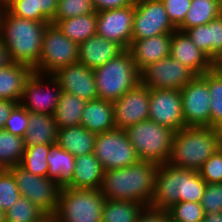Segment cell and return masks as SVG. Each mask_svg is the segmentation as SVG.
I'll return each mask as SVG.
<instances>
[{
	"label": "cell",
	"mask_w": 222,
	"mask_h": 222,
	"mask_svg": "<svg viewBox=\"0 0 222 222\" xmlns=\"http://www.w3.org/2000/svg\"><path fill=\"white\" fill-rule=\"evenodd\" d=\"M96 134L82 125L58 129L56 144L74 157L94 152Z\"/></svg>",
	"instance_id": "obj_26"
},
{
	"label": "cell",
	"mask_w": 222,
	"mask_h": 222,
	"mask_svg": "<svg viewBox=\"0 0 222 222\" xmlns=\"http://www.w3.org/2000/svg\"><path fill=\"white\" fill-rule=\"evenodd\" d=\"M17 104V102H14L12 100L0 99V129L4 128L6 120L8 119L11 111Z\"/></svg>",
	"instance_id": "obj_47"
},
{
	"label": "cell",
	"mask_w": 222,
	"mask_h": 222,
	"mask_svg": "<svg viewBox=\"0 0 222 222\" xmlns=\"http://www.w3.org/2000/svg\"><path fill=\"white\" fill-rule=\"evenodd\" d=\"M132 40L172 34L177 28L169 20L161 0H135Z\"/></svg>",
	"instance_id": "obj_11"
},
{
	"label": "cell",
	"mask_w": 222,
	"mask_h": 222,
	"mask_svg": "<svg viewBox=\"0 0 222 222\" xmlns=\"http://www.w3.org/2000/svg\"><path fill=\"white\" fill-rule=\"evenodd\" d=\"M206 185L196 170L179 168L168 163L158 165L149 207L166 211L182 201L200 203Z\"/></svg>",
	"instance_id": "obj_3"
},
{
	"label": "cell",
	"mask_w": 222,
	"mask_h": 222,
	"mask_svg": "<svg viewBox=\"0 0 222 222\" xmlns=\"http://www.w3.org/2000/svg\"><path fill=\"white\" fill-rule=\"evenodd\" d=\"M144 208V205L132 201L106 199L102 222H136Z\"/></svg>",
	"instance_id": "obj_34"
},
{
	"label": "cell",
	"mask_w": 222,
	"mask_h": 222,
	"mask_svg": "<svg viewBox=\"0 0 222 222\" xmlns=\"http://www.w3.org/2000/svg\"><path fill=\"white\" fill-rule=\"evenodd\" d=\"M49 23L20 18L7 8L0 9V38L14 63L24 64L33 70L37 67L43 35Z\"/></svg>",
	"instance_id": "obj_2"
},
{
	"label": "cell",
	"mask_w": 222,
	"mask_h": 222,
	"mask_svg": "<svg viewBox=\"0 0 222 222\" xmlns=\"http://www.w3.org/2000/svg\"><path fill=\"white\" fill-rule=\"evenodd\" d=\"M34 73L29 66L12 63L0 69V99L12 100L19 104L25 83Z\"/></svg>",
	"instance_id": "obj_24"
},
{
	"label": "cell",
	"mask_w": 222,
	"mask_h": 222,
	"mask_svg": "<svg viewBox=\"0 0 222 222\" xmlns=\"http://www.w3.org/2000/svg\"><path fill=\"white\" fill-rule=\"evenodd\" d=\"M222 14V5L218 0H192L184 22L177 30L184 32L188 28L205 25Z\"/></svg>",
	"instance_id": "obj_32"
},
{
	"label": "cell",
	"mask_w": 222,
	"mask_h": 222,
	"mask_svg": "<svg viewBox=\"0 0 222 222\" xmlns=\"http://www.w3.org/2000/svg\"><path fill=\"white\" fill-rule=\"evenodd\" d=\"M222 148L221 130L215 127H184L174 133L168 164L198 171Z\"/></svg>",
	"instance_id": "obj_4"
},
{
	"label": "cell",
	"mask_w": 222,
	"mask_h": 222,
	"mask_svg": "<svg viewBox=\"0 0 222 222\" xmlns=\"http://www.w3.org/2000/svg\"><path fill=\"white\" fill-rule=\"evenodd\" d=\"M52 76L62 92L74 94L85 101L99 99L93 69L79 62L59 69Z\"/></svg>",
	"instance_id": "obj_18"
},
{
	"label": "cell",
	"mask_w": 222,
	"mask_h": 222,
	"mask_svg": "<svg viewBox=\"0 0 222 222\" xmlns=\"http://www.w3.org/2000/svg\"><path fill=\"white\" fill-rule=\"evenodd\" d=\"M135 0H92L96 12L113 10L132 5Z\"/></svg>",
	"instance_id": "obj_45"
},
{
	"label": "cell",
	"mask_w": 222,
	"mask_h": 222,
	"mask_svg": "<svg viewBox=\"0 0 222 222\" xmlns=\"http://www.w3.org/2000/svg\"><path fill=\"white\" fill-rule=\"evenodd\" d=\"M172 34H161L148 39L132 40L128 51L139 71L170 56Z\"/></svg>",
	"instance_id": "obj_21"
},
{
	"label": "cell",
	"mask_w": 222,
	"mask_h": 222,
	"mask_svg": "<svg viewBox=\"0 0 222 222\" xmlns=\"http://www.w3.org/2000/svg\"><path fill=\"white\" fill-rule=\"evenodd\" d=\"M135 2L132 5L97 12L96 34L128 49L132 41Z\"/></svg>",
	"instance_id": "obj_16"
},
{
	"label": "cell",
	"mask_w": 222,
	"mask_h": 222,
	"mask_svg": "<svg viewBox=\"0 0 222 222\" xmlns=\"http://www.w3.org/2000/svg\"><path fill=\"white\" fill-rule=\"evenodd\" d=\"M72 188L99 189L104 169L94 152L75 157Z\"/></svg>",
	"instance_id": "obj_27"
},
{
	"label": "cell",
	"mask_w": 222,
	"mask_h": 222,
	"mask_svg": "<svg viewBox=\"0 0 222 222\" xmlns=\"http://www.w3.org/2000/svg\"><path fill=\"white\" fill-rule=\"evenodd\" d=\"M92 0H58L55 24L67 19L95 12Z\"/></svg>",
	"instance_id": "obj_39"
},
{
	"label": "cell",
	"mask_w": 222,
	"mask_h": 222,
	"mask_svg": "<svg viewBox=\"0 0 222 222\" xmlns=\"http://www.w3.org/2000/svg\"><path fill=\"white\" fill-rule=\"evenodd\" d=\"M198 172L207 184L222 182V148L211 155Z\"/></svg>",
	"instance_id": "obj_42"
},
{
	"label": "cell",
	"mask_w": 222,
	"mask_h": 222,
	"mask_svg": "<svg viewBox=\"0 0 222 222\" xmlns=\"http://www.w3.org/2000/svg\"><path fill=\"white\" fill-rule=\"evenodd\" d=\"M51 146L46 144L25 146L20 166L37 176H47L49 166L46 157L51 150Z\"/></svg>",
	"instance_id": "obj_37"
},
{
	"label": "cell",
	"mask_w": 222,
	"mask_h": 222,
	"mask_svg": "<svg viewBox=\"0 0 222 222\" xmlns=\"http://www.w3.org/2000/svg\"><path fill=\"white\" fill-rule=\"evenodd\" d=\"M203 222H222V212L206 213Z\"/></svg>",
	"instance_id": "obj_49"
},
{
	"label": "cell",
	"mask_w": 222,
	"mask_h": 222,
	"mask_svg": "<svg viewBox=\"0 0 222 222\" xmlns=\"http://www.w3.org/2000/svg\"><path fill=\"white\" fill-rule=\"evenodd\" d=\"M158 165L142 161L125 168L104 170L100 192L107 200H124L149 207Z\"/></svg>",
	"instance_id": "obj_1"
},
{
	"label": "cell",
	"mask_w": 222,
	"mask_h": 222,
	"mask_svg": "<svg viewBox=\"0 0 222 222\" xmlns=\"http://www.w3.org/2000/svg\"><path fill=\"white\" fill-rule=\"evenodd\" d=\"M24 151V138L0 129V169L20 165Z\"/></svg>",
	"instance_id": "obj_35"
},
{
	"label": "cell",
	"mask_w": 222,
	"mask_h": 222,
	"mask_svg": "<svg viewBox=\"0 0 222 222\" xmlns=\"http://www.w3.org/2000/svg\"><path fill=\"white\" fill-rule=\"evenodd\" d=\"M43 222H52V216H48Z\"/></svg>",
	"instance_id": "obj_52"
},
{
	"label": "cell",
	"mask_w": 222,
	"mask_h": 222,
	"mask_svg": "<svg viewBox=\"0 0 222 222\" xmlns=\"http://www.w3.org/2000/svg\"><path fill=\"white\" fill-rule=\"evenodd\" d=\"M217 66L222 69V60L217 64Z\"/></svg>",
	"instance_id": "obj_54"
},
{
	"label": "cell",
	"mask_w": 222,
	"mask_h": 222,
	"mask_svg": "<svg viewBox=\"0 0 222 222\" xmlns=\"http://www.w3.org/2000/svg\"><path fill=\"white\" fill-rule=\"evenodd\" d=\"M125 50L119 43L96 34L78 45V62L87 68L94 69L116 58Z\"/></svg>",
	"instance_id": "obj_20"
},
{
	"label": "cell",
	"mask_w": 222,
	"mask_h": 222,
	"mask_svg": "<svg viewBox=\"0 0 222 222\" xmlns=\"http://www.w3.org/2000/svg\"><path fill=\"white\" fill-rule=\"evenodd\" d=\"M167 217V211L145 207L136 222H163Z\"/></svg>",
	"instance_id": "obj_46"
},
{
	"label": "cell",
	"mask_w": 222,
	"mask_h": 222,
	"mask_svg": "<svg viewBox=\"0 0 222 222\" xmlns=\"http://www.w3.org/2000/svg\"><path fill=\"white\" fill-rule=\"evenodd\" d=\"M180 92L186 127L210 126L208 83L201 76H195Z\"/></svg>",
	"instance_id": "obj_14"
},
{
	"label": "cell",
	"mask_w": 222,
	"mask_h": 222,
	"mask_svg": "<svg viewBox=\"0 0 222 222\" xmlns=\"http://www.w3.org/2000/svg\"><path fill=\"white\" fill-rule=\"evenodd\" d=\"M12 63H14L10 57V53L6 47V45L4 44V42L2 41V39L0 38V69L4 68L6 66L11 65Z\"/></svg>",
	"instance_id": "obj_48"
},
{
	"label": "cell",
	"mask_w": 222,
	"mask_h": 222,
	"mask_svg": "<svg viewBox=\"0 0 222 222\" xmlns=\"http://www.w3.org/2000/svg\"><path fill=\"white\" fill-rule=\"evenodd\" d=\"M47 217L42 209L22 196L5 211V222H43Z\"/></svg>",
	"instance_id": "obj_36"
},
{
	"label": "cell",
	"mask_w": 222,
	"mask_h": 222,
	"mask_svg": "<svg viewBox=\"0 0 222 222\" xmlns=\"http://www.w3.org/2000/svg\"><path fill=\"white\" fill-rule=\"evenodd\" d=\"M148 119L174 132L186 127L180 90L150 89Z\"/></svg>",
	"instance_id": "obj_15"
},
{
	"label": "cell",
	"mask_w": 222,
	"mask_h": 222,
	"mask_svg": "<svg viewBox=\"0 0 222 222\" xmlns=\"http://www.w3.org/2000/svg\"><path fill=\"white\" fill-rule=\"evenodd\" d=\"M201 77L208 83L210 127L222 128V69L217 65Z\"/></svg>",
	"instance_id": "obj_33"
},
{
	"label": "cell",
	"mask_w": 222,
	"mask_h": 222,
	"mask_svg": "<svg viewBox=\"0 0 222 222\" xmlns=\"http://www.w3.org/2000/svg\"><path fill=\"white\" fill-rule=\"evenodd\" d=\"M29 125V112L20 104H17L6 120L4 130L13 135L24 138Z\"/></svg>",
	"instance_id": "obj_41"
},
{
	"label": "cell",
	"mask_w": 222,
	"mask_h": 222,
	"mask_svg": "<svg viewBox=\"0 0 222 222\" xmlns=\"http://www.w3.org/2000/svg\"><path fill=\"white\" fill-rule=\"evenodd\" d=\"M125 130L140 160L157 165L168 163L175 133L173 130L149 119Z\"/></svg>",
	"instance_id": "obj_6"
},
{
	"label": "cell",
	"mask_w": 222,
	"mask_h": 222,
	"mask_svg": "<svg viewBox=\"0 0 222 222\" xmlns=\"http://www.w3.org/2000/svg\"><path fill=\"white\" fill-rule=\"evenodd\" d=\"M81 125L95 134L115 129L113 102L104 99L87 101Z\"/></svg>",
	"instance_id": "obj_23"
},
{
	"label": "cell",
	"mask_w": 222,
	"mask_h": 222,
	"mask_svg": "<svg viewBox=\"0 0 222 222\" xmlns=\"http://www.w3.org/2000/svg\"><path fill=\"white\" fill-rule=\"evenodd\" d=\"M150 88L139 83L113 101L116 128L127 129L129 126L148 119Z\"/></svg>",
	"instance_id": "obj_17"
},
{
	"label": "cell",
	"mask_w": 222,
	"mask_h": 222,
	"mask_svg": "<svg viewBox=\"0 0 222 222\" xmlns=\"http://www.w3.org/2000/svg\"><path fill=\"white\" fill-rule=\"evenodd\" d=\"M86 102L74 94L61 92L58 105L53 113L58 129L81 125V116Z\"/></svg>",
	"instance_id": "obj_30"
},
{
	"label": "cell",
	"mask_w": 222,
	"mask_h": 222,
	"mask_svg": "<svg viewBox=\"0 0 222 222\" xmlns=\"http://www.w3.org/2000/svg\"><path fill=\"white\" fill-rule=\"evenodd\" d=\"M166 211L167 216L174 222L203 221L205 215L203 207L197 202H178Z\"/></svg>",
	"instance_id": "obj_38"
},
{
	"label": "cell",
	"mask_w": 222,
	"mask_h": 222,
	"mask_svg": "<svg viewBox=\"0 0 222 222\" xmlns=\"http://www.w3.org/2000/svg\"><path fill=\"white\" fill-rule=\"evenodd\" d=\"M105 200L99 189L65 188L52 217L56 222H102Z\"/></svg>",
	"instance_id": "obj_7"
},
{
	"label": "cell",
	"mask_w": 222,
	"mask_h": 222,
	"mask_svg": "<svg viewBox=\"0 0 222 222\" xmlns=\"http://www.w3.org/2000/svg\"><path fill=\"white\" fill-rule=\"evenodd\" d=\"M200 205L204 214L211 212H222V182L206 185Z\"/></svg>",
	"instance_id": "obj_43"
},
{
	"label": "cell",
	"mask_w": 222,
	"mask_h": 222,
	"mask_svg": "<svg viewBox=\"0 0 222 222\" xmlns=\"http://www.w3.org/2000/svg\"><path fill=\"white\" fill-rule=\"evenodd\" d=\"M56 25L66 37L79 45L96 35L97 12L61 19Z\"/></svg>",
	"instance_id": "obj_31"
},
{
	"label": "cell",
	"mask_w": 222,
	"mask_h": 222,
	"mask_svg": "<svg viewBox=\"0 0 222 222\" xmlns=\"http://www.w3.org/2000/svg\"><path fill=\"white\" fill-rule=\"evenodd\" d=\"M163 222H174L173 220H171L168 216L163 220Z\"/></svg>",
	"instance_id": "obj_53"
},
{
	"label": "cell",
	"mask_w": 222,
	"mask_h": 222,
	"mask_svg": "<svg viewBox=\"0 0 222 222\" xmlns=\"http://www.w3.org/2000/svg\"><path fill=\"white\" fill-rule=\"evenodd\" d=\"M21 197L12 173L0 169V208L5 212Z\"/></svg>",
	"instance_id": "obj_40"
},
{
	"label": "cell",
	"mask_w": 222,
	"mask_h": 222,
	"mask_svg": "<svg viewBox=\"0 0 222 222\" xmlns=\"http://www.w3.org/2000/svg\"><path fill=\"white\" fill-rule=\"evenodd\" d=\"M99 99L115 101L140 83V71L126 49L116 58L93 69Z\"/></svg>",
	"instance_id": "obj_5"
},
{
	"label": "cell",
	"mask_w": 222,
	"mask_h": 222,
	"mask_svg": "<svg viewBox=\"0 0 222 222\" xmlns=\"http://www.w3.org/2000/svg\"><path fill=\"white\" fill-rule=\"evenodd\" d=\"M58 0H15L7 9L15 16L55 24Z\"/></svg>",
	"instance_id": "obj_29"
},
{
	"label": "cell",
	"mask_w": 222,
	"mask_h": 222,
	"mask_svg": "<svg viewBox=\"0 0 222 222\" xmlns=\"http://www.w3.org/2000/svg\"><path fill=\"white\" fill-rule=\"evenodd\" d=\"M184 32L216 65L222 60V14L205 25Z\"/></svg>",
	"instance_id": "obj_22"
},
{
	"label": "cell",
	"mask_w": 222,
	"mask_h": 222,
	"mask_svg": "<svg viewBox=\"0 0 222 222\" xmlns=\"http://www.w3.org/2000/svg\"><path fill=\"white\" fill-rule=\"evenodd\" d=\"M58 127L53 116L36 112H29L28 130L24 136L25 146L40 144L55 145Z\"/></svg>",
	"instance_id": "obj_28"
},
{
	"label": "cell",
	"mask_w": 222,
	"mask_h": 222,
	"mask_svg": "<svg viewBox=\"0 0 222 222\" xmlns=\"http://www.w3.org/2000/svg\"><path fill=\"white\" fill-rule=\"evenodd\" d=\"M61 92L58 82L52 75L33 73L25 83L19 104L28 112L53 116Z\"/></svg>",
	"instance_id": "obj_12"
},
{
	"label": "cell",
	"mask_w": 222,
	"mask_h": 222,
	"mask_svg": "<svg viewBox=\"0 0 222 222\" xmlns=\"http://www.w3.org/2000/svg\"><path fill=\"white\" fill-rule=\"evenodd\" d=\"M47 177L55 180V184L62 190L72 188L75 157L57 144L51 146L47 157Z\"/></svg>",
	"instance_id": "obj_25"
},
{
	"label": "cell",
	"mask_w": 222,
	"mask_h": 222,
	"mask_svg": "<svg viewBox=\"0 0 222 222\" xmlns=\"http://www.w3.org/2000/svg\"><path fill=\"white\" fill-rule=\"evenodd\" d=\"M170 56L189 68L196 76L211 71L216 64L182 31L172 33Z\"/></svg>",
	"instance_id": "obj_19"
},
{
	"label": "cell",
	"mask_w": 222,
	"mask_h": 222,
	"mask_svg": "<svg viewBox=\"0 0 222 222\" xmlns=\"http://www.w3.org/2000/svg\"><path fill=\"white\" fill-rule=\"evenodd\" d=\"M78 60V44L66 37L56 24L49 23L43 35L41 56L34 73L53 75Z\"/></svg>",
	"instance_id": "obj_8"
},
{
	"label": "cell",
	"mask_w": 222,
	"mask_h": 222,
	"mask_svg": "<svg viewBox=\"0 0 222 222\" xmlns=\"http://www.w3.org/2000/svg\"><path fill=\"white\" fill-rule=\"evenodd\" d=\"M94 155L104 170L125 168L140 161L126 130L120 128L96 134Z\"/></svg>",
	"instance_id": "obj_9"
},
{
	"label": "cell",
	"mask_w": 222,
	"mask_h": 222,
	"mask_svg": "<svg viewBox=\"0 0 222 222\" xmlns=\"http://www.w3.org/2000/svg\"><path fill=\"white\" fill-rule=\"evenodd\" d=\"M0 222H5V212L0 208Z\"/></svg>",
	"instance_id": "obj_51"
},
{
	"label": "cell",
	"mask_w": 222,
	"mask_h": 222,
	"mask_svg": "<svg viewBox=\"0 0 222 222\" xmlns=\"http://www.w3.org/2000/svg\"><path fill=\"white\" fill-rule=\"evenodd\" d=\"M15 0H0V9L7 8Z\"/></svg>",
	"instance_id": "obj_50"
},
{
	"label": "cell",
	"mask_w": 222,
	"mask_h": 222,
	"mask_svg": "<svg viewBox=\"0 0 222 222\" xmlns=\"http://www.w3.org/2000/svg\"><path fill=\"white\" fill-rule=\"evenodd\" d=\"M196 75L182 63L168 56L140 71V83L150 89L180 90Z\"/></svg>",
	"instance_id": "obj_13"
},
{
	"label": "cell",
	"mask_w": 222,
	"mask_h": 222,
	"mask_svg": "<svg viewBox=\"0 0 222 222\" xmlns=\"http://www.w3.org/2000/svg\"><path fill=\"white\" fill-rule=\"evenodd\" d=\"M8 170L12 173L22 197L37 205L48 216L55 214L61 191L55 180L27 172L20 165Z\"/></svg>",
	"instance_id": "obj_10"
},
{
	"label": "cell",
	"mask_w": 222,
	"mask_h": 222,
	"mask_svg": "<svg viewBox=\"0 0 222 222\" xmlns=\"http://www.w3.org/2000/svg\"><path fill=\"white\" fill-rule=\"evenodd\" d=\"M169 20L178 28L185 20L192 0H161Z\"/></svg>",
	"instance_id": "obj_44"
}]
</instances>
